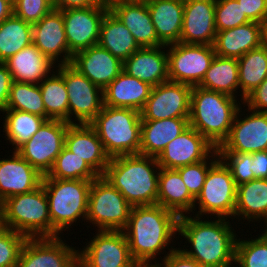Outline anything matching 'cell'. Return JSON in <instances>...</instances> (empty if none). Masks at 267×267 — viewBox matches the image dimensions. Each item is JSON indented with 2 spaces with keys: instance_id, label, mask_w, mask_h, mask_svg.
I'll use <instances>...</instances> for the list:
<instances>
[{
  "instance_id": "cell-20",
  "label": "cell",
  "mask_w": 267,
  "mask_h": 267,
  "mask_svg": "<svg viewBox=\"0 0 267 267\" xmlns=\"http://www.w3.org/2000/svg\"><path fill=\"white\" fill-rule=\"evenodd\" d=\"M216 0H184L183 26L180 42L184 44L213 45Z\"/></svg>"
},
{
  "instance_id": "cell-55",
  "label": "cell",
  "mask_w": 267,
  "mask_h": 267,
  "mask_svg": "<svg viewBox=\"0 0 267 267\" xmlns=\"http://www.w3.org/2000/svg\"><path fill=\"white\" fill-rule=\"evenodd\" d=\"M262 46L267 51V21L263 24L262 27Z\"/></svg>"
},
{
  "instance_id": "cell-19",
  "label": "cell",
  "mask_w": 267,
  "mask_h": 267,
  "mask_svg": "<svg viewBox=\"0 0 267 267\" xmlns=\"http://www.w3.org/2000/svg\"><path fill=\"white\" fill-rule=\"evenodd\" d=\"M215 150L205 137L189 126L168 143L156 159L161 168L177 169L206 160Z\"/></svg>"
},
{
  "instance_id": "cell-48",
  "label": "cell",
  "mask_w": 267,
  "mask_h": 267,
  "mask_svg": "<svg viewBox=\"0 0 267 267\" xmlns=\"http://www.w3.org/2000/svg\"><path fill=\"white\" fill-rule=\"evenodd\" d=\"M242 105L253 111L267 112V78L245 98Z\"/></svg>"
},
{
  "instance_id": "cell-1",
  "label": "cell",
  "mask_w": 267,
  "mask_h": 267,
  "mask_svg": "<svg viewBox=\"0 0 267 267\" xmlns=\"http://www.w3.org/2000/svg\"><path fill=\"white\" fill-rule=\"evenodd\" d=\"M178 219L174 212L161 205L132 207L128 223L122 231L133 260L137 264L154 265L161 260L157 255L165 252L163 257H166L175 250L176 247L170 246V243L178 235ZM165 249L169 250L167 254Z\"/></svg>"
},
{
  "instance_id": "cell-23",
  "label": "cell",
  "mask_w": 267,
  "mask_h": 267,
  "mask_svg": "<svg viewBox=\"0 0 267 267\" xmlns=\"http://www.w3.org/2000/svg\"><path fill=\"white\" fill-rule=\"evenodd\" d=\"M64 147L84 159L99 176L104 174L111 159L90 124H70L65 134Z\"/></svg>"
},
{
  "instance_id": "cell-43",
  "label": "cell",
  "mask_w": 267,
  "mask_h": 267,
  "mask_svg": "<svg viewBox=\"0 0 267 267\" xmlns=\"http://www.w3.org/2000/svg\"><path fill=\"white\" fill-rule=\"evenodd\" d=\"M251 22L237 0H216L215 27L224 31Z\"/></svg>"
},
{
  "instance_id": "cell-26",
  "label": "cell",
  "mask_w": 267,
  "mask_h": 267,
  "mask_svg": "<svg viewBox=\"0 0 267 267\" xmlns=\"http://www.w3.org/2000/svg\"><path fill=\"white\" fill-rule=\"evenodd\" d=\"M152 86L122 71L104 90L103 105L141 111Z\"/></svg>"
},
{
  "instance_id": "cell-42",
  "label": "cell",
  "mask_w": 267,
  "mask_h": 267,
  "mask_svg": "<svg viewBox=\"0 0 267 267\" xmlns=\"http://www.w3.org/2000/svg\"><path fill=\"white\" fill-rule=\"evenodd\" d=\"M211 157V158H210ZM217 149L206 160L182 166L176 170L179 172L182 181L187 186L190 194L196 199L200 194L205 182L208 170L219 160ZM209 160V161H208Z\"/></svg>"
},
{
  "instance_id": "cell-36",
  "label": "cell",
  "mask_w": 267,
  "mask_h": 267,
  "mask_svg": "<svg viewBox=\"0 0 267 267\" xmlns=\"http://www.w3.org/2000/svg\"><path fill=\"white\" fill-rule=\"evenodd\" d=\"M46 120L69 123L68 93L63 77L55 70L39 84Z\"/></svg>"
},
{
  "instance_id": "cell-9",
  "label": "cell",
  "mask_w": 267,
  "mask_h": 267,
  "mask_svg": "<svg viewBox=\"0 0 267 267\" xmlns=\"http://www.w3.org/2000/svg\"><path fill=\"white\" fill-rule=\"evenodd\" d=\"M237 186L230 169L219 159L209 170L200 194L195 199L199 211L195 216L231 218L233 221L236 206ZM196 206V207H195ZM197 213V214H196ZM216 215V216H215Z\"/></svg>"
},
{
  "instance_id": "cell-4",
  "label": "cell",
  "mask_w": 267,
  "mask_h": 267,
  "mask_svg": "<svg viewBox=\"0 0 267 267\" xmlns=\"http://www.w3.org/2000/svg\"><path fill=\"white\" fill-rule=\"evenodd\" d=\"M227 94L192 86L189 125L216 149L228 137L241 103Z\"/></svg>"
},
{
  "instance_id": "cell-25",
  "label": "cell",
  "mask_w": 267,
  "mask_h": 267,
  "mask_svg": "<svg viewBox=\"0 0 267 267\" xmlns=\"http://www.w3.org/2000/svg\"><path fill=\"white\" fill-rule=\"evenodd\" d=\"M4 64L13 81L33 84H40L57 66L33 43L14 54Z\"/></svg>"
},
{
  "instance_id": "cell-28",
  "label": "cell",
  "mask_w": 267,
  "mask_h": 267,
  "mask_svg": "<svg viewBox=\"0 0 267 267\" xmlns=\"http://www.w3.org/2000/svg\"><path fill=\"white\" fill-rule=\"evenodd\" d=\"M263 24L249 22L224 31H217L213 44L215 54L221 57L240 58L262 45Z\"/></svg>"
},
{
  "instance_id": "cell-15",
  "label": "cell",
  "mask_w": 267,
  "mask_h": 267,
  "mask_svg": "<svg viewBox=\"0 0 267 267\" xmlns=\"http://www.w3.org/2000/svg\"><path fill=\"white\" fill-rule=\"evenodd\" d=\"M192 86L167 81L154 86L140 111L141 121L189 118Z\"/></svg>"
},
{
  "instance_id": "cell-30",
  "label": "cell",
  "mask_w": 267,
  "mask_h": 267,
  "mask_svg": "<svg viewBox=\"0 0 267 267\" xmlns=\"http://www.w3.org/2000/svg\"><path fill=\"white\" fill-rule=\"evenodd\" d=\"M132 33L140 48L157 47L158 40L147 3H121L109 9Z\"/></svg>"
},
{
  "instance_id": "cell-2",
  "label": "cell",
  "mask_w": 267,
  "mask_h": 267,
  "mask_svg": "<svg viewBox=\"0 0 267 267\" xmlns=\"http://www.w3.org/2000/svg\"><path fill=\"white\" fill-rule=\"evenodd\" d=\"M193 217L190 214L178 219V235L186 238L185 243L191 244L189 249H184L186 245L179 249L204 267H234L235 245L239 236L230 220Z\"/></svg>"
},
{
  "instance_id": "cell-40",
  "label": "cell",
  "mask_w": 267,
  "mask_h": 267,
  "mask_svg": "<svg viewBox=\"0 0 267 267\" xmlns=\"http://www.w3.org/2000/svg\"><path fill=\"white\" fill-rule=\"evenodd\" d=\"M46 176L56 179L91 181L99 177L84 159L79 158L65 147L62 148L61 153L56 157L52 169Z\"/></svg>"
},
{
  "instance_id": "cell-33",
  "label": "cell",
  "mask_w": 267,
  "mask_h": 267,
  "mask_svg": "<svg viewBox=\"0 0 267 267\" xmlns=\"http://www.w3.org/2000/svg\"><path fill=\"white\" fill-rule=\"evenodd\" d=\"M98 44L122 62L140 48L129 29L110 10L102 20Z\"/></svg>"
},
{
  "instance_id": "cell-50",
  "label": "cell",
  "mask_w": 267,
  "mask_h": 267,
  "mask_svg": "<svg viewBox=\"0 0 267 267\" xmlns=\"http://www.w3.org/2000/svg\"><path fill=\"white\" fill-rule=\"evenodd\" d=\"M13 80L7 66L0 63V111L6 110V104Z\"/></svg>"
},
{
  "instance_id": "cell-41",
  "label": "cell",
  "mask_w": 267,
  "mask_h": 267,
  "mask_svg": "<svg viewBox=\"0 0 267 267\" xmlns=\"http://www.w3.org/2000/svg\"><path fill=\"white\" fill-rule=\"evenodd\" d=\"M261 228L262 234L255 238L237 237L235 267H267V229Z\"/></svg>"
},
{
  "instance_id": "cell-46",
  "label": "cell",
  "mask_w": 267,
  "mask_h": 267,
  "mask_svg": "<svg viewBox=\"0 0 267 267\" xmlns=\"http://www.w3.org/2000/svg\"><path fill=\"white\" fill-rule=\"evenodd\" d=\"M54 9L51 0H13V14L34 24Z\"/></svg>"
},
{
  "instance_id": "cell-5",
  "label": "cell",
  "mask_w": 267,
  "mask_h": 267,
  "mask_svg": "<svg viewBox=\"0 0 267 267\" xmlns=\"http://www.w3.org/2000/svg\"><path fill=\"white\" fill-rule=\"evenodd\" d=\"M0 224L27 238H52L49 202L43 184L0 204Z\"/></svg>"
},
{
  "instance_id": "cell-10",
  "label": "cell",
  "mask_w": 267,
  "mask_h": 267,
  "mask_svg": "<svg viewBox=\"0 0 267 267\" xmlns=\"http://www.w3.org/2000/svg\"><path fill=\"white\" fill-rule=\"evenodd\" d=\"M56 68L68 93L69 124H90L103 107V90L71 64L57 65Z\"/></svg>"
},
{
  "instance_id": "cell-7",
  "label": "cell",
  "mask_w": 267,
  "mask_h": 267,
  "mask_svg": "<svg viewBox=\"0 0 267 267\" xmlns=\"http://www.w3.org/2000/svg\"><path fill=\"white\" fill-rule=\"evenodd\" d=\"M141 120L138 110L103 105L90 125L112 158L140 154Z\"/></svg>"
},
{
  "instance_id": "cell-35",
  "label": "cell",
  "mask_w": 267,
  "mask_h": 267,
  "mask_svg": "<svg viewBox=\"0 0 267 267\" xmlns=\"http://www.w3.org/2000/svg\"><path fill=\"white\" fill-rule=\"evenodd\" d=\"M240 102L267 78V51L261 45L238 58Z\"/></svg>"
},
{
  "instance_id": "cell-49",
  "label": "cell",
  "mask_w": 267,
  "mask_h": 267,
  "mask_svg": "<svg viewBox=\"0 0 267 267\" xmlns=\"http://www.w3.org/2000/svg\"><path fill=\"white\" fill-rule=\"evenodd\" d=\"M161 262L154 265L156 267H204L194 259L186 256L179 248L170 252L166 257H161Z\"/></svg>"
},
{
  "instance_id": "cell-32",
  "label": "cell",
  "mask_w": 267,
  "mask_h": 267,
  "mask_svg": "<svg viewBox=\"0 0 267 267\" xmlns=\"http://www.w3.org/2000/svg\"><path fill=\"white\" fill-rule=\"evenodd\" d=\"M235 218L238 222L264 221L260 226L267 229V179H254L237 186Z\"/></svg>"
},
{
  "instance_id": "cell-22",
  "label": "cell",
  "mask_w": 267,
  "mask_h": 267,
  "mask_svg": "<svg viewBox=\"0 0 267 267\" xmlns=\"http://www.w3.org/2000/svg\"><path fill=\"white\" fill-rule=\"evenodd\" d=\"M0 158V204L8 197L29 193L42 185L43 175L16 151Z\"/></svg>"
},
{
  "instance_id": "cell-51",
  "label": "cell",
  "mask_w": 267,
  "mask_h": 267,
  "mask_svg": "<svg viewBox=\"0 0 267 267\" xmlns=\"http://www.w3.org/2000/svg\"><path fill=\"white\" fill-rule=\"evenodd\" d=\"M251 170L254 179H267V150L251 153Z\"/></svg>"
},
{
  "instance_id": "cell-37",
  "label": "cell",
  "mask_w": 267,
  "mask_h": 267,
  "mask_svg": "<svg viewBox=\"0 0 267 267\" xmlns=\"http://www.w3.org/2000/svg\"><path fill=\"white\" fill-rule=\"evenodd\" d=\"M2 114H5L2 122L4 137L14 146V151L26 143L46 121L39 115L18 110L6 109Z\"/></svg>"
},
{
  "instance_id": "cell-3",
  "label": "cell",
  "mask_w": 267,
  "mask_h": 267,
  "mask_svg": "<svg viewBox=\"0 0 267 267\" xmlns=\"http://www.w3.org/2000/svg\"><path fill=\"white\" fill-rule=\"evenodd\" d=\"M160 168L155 157L120 155L110 159L102 176L132 207L156 205Z\"/></svg>"
},
{
  "instance_id": "cell-29",
  "label": "cell",
  "mask_w": 267,
  "mask_h": 267,
  "mask_svg": "<svg viewBox=\"0 0 267 267\" xmlns=\"http://www.w3.org/2000/svg\"><path fill=\"white\" fill-rule=\"evenodd\" d=\"M189 126V118L141 121L140 154L157 158Z\"/></svg>"
},
{
  "instance_id": "cell-44",
  "label": "cell",
  "mask_w": 267,
  "mask_h": 267,
  "mask_svg": "<svg viewBox=\"0 0 267 267\" xmlns=\"http://www.w3.org/2000/svg\"><path fill=\"white\" fill-rule=\"evenodd\" d=\"M28 238L0 224V267H15Z\"/></svg>"
},
{
  "instance_id": "cell-38",
  "label": "cell",
  "mask_w": 267,
  "mask_h": 267,
  "mask_svg": "<svg viewBox=\"0 0 267 267\" xmlns=\"http://www.w3.org/2000/svg\"><path fill=\"white\" fill-rule=\"evenodd\" d=\"M32 43V24L12 14L0 23V63Z\"/></svg>"
},
{
  "instance_id": "cell-24",
  "label": "cell",
  "mask_w": 267,
  "mask_h": 267,
  "mask_svg": "<svg viewBox=\"0 0 267 267\" xmlns=\"http://www.w3.org/2000/svg\"><path fill=\"white\" fill-rule=\"evenodd\" d=\"M166 46L139 48L123 62V71L152 87L169 81Z\"/></svg>"
},
{
  "instance_id": "cell-17",
  "label": "cell",
  "mask_w": 267,
  "mask_h": 267,
  "mask_svg": "<svg viewBox=\"0 0 267 267\" xmlns=\"http://www.w3.org/2000/svg\"><path fill=\"white\" fill-rule=\"evenodd\" d=\"M65 242L62 237L28 238L15 267H79V248Z\"/></svg>"
},
{
  "instance_id": "cell-12",
  "label": "cell",
  "mask_w": 267,
  "mask_h": 267,
  "mask_svg": "<svg viewBox=\"0 0 267 267\" xmlns=\"http://www.w3.org/2000/svg\"><path fill=\"white\" fill-rule=\"evenodd\" d=\"M97 233V234H96ZM78 251L79 267H136L123 231L96 230Z\"/></svg>"
},
{
  "instance_id": "cell-39",
  "label": "cell",
  "mask_w": 267,
  "mask_h": 267,
  "mask_svg": "<svg viewBox=\"0 0 267 267\" xmlns=\"http://www.w3.org/2000/svg\"><path fill=\"white\" fill-rule=\"evenodd\" d=\"M6 109L28 112L45 118V107L39 84L13 81Z\"/></svg>"
},
{
  "instance_id": "cell-8",
  "label": "cell",
  "mask_w": 267,
  "mask_h": 267,
  "mask_svg": "<svg viewBox=\"0 0 267 267\" xmlns=\"http://www.w3.org/2000/svg\"><path fill=\"white\" fill-rule=\"evenodd\" d=\"M132 206L103 176L92 181L88 197L86 222L97 231H122L129 220Z\"/></svg>"
},
{
  "instance_id": "cell-54",
  "label": "cell",
  "mask_w": 267,
  "mask_h": 267,
  "mask_svg": "<svg viewBox=\"0 0 267 267\" xmlns=\"http://www.w3.org/2000/svg\"><path fill=\"white\" fill-rule=\"evenodd\" d=\"M109 9L121 3H143L147 2V0H101Z\"/></svg>"
},
{
  "instance_id": "cell-34",
  "label": "cell",
  "mask_w": 267,
  "mask_h": 267,
  "mask_svg": "<svg viewBox=\"0 0 267 267\" xmlns=\"http://www.w3.org/2000/svg\"><path fill=\"white\" fill-rule=\"evenodd\" d=\"M201 88L221 92L237 98L239 91L238 59L215 55L202 82Z\"/></svg>"
},
{
  "instance_id": "cell-16",
  "label": "cell",
  "mask_w": 267,
  "mask_h": 267,
  "mask_svg": "<svg viewBox=\"0 0 267 267\" xmlns=\"http://www.w3.org/2000/svg\"><path fill=\"white\" fill-rule=\"evenodd\" d=\"M64 20V30L69 51L76 52L97 45L100 26L109 8L101 1L88 8L60 10Z\"/></svg>"
},
{
  "instance_id": "cell-45",
  "label": "cell",
  "mask_w": 267,
  "mask_h": 267,
  "mask_svg": "<svg viewBox=\"0 0 267 267\" xmlns=\"http://www.w3.org/2000/svg\"><path fill=\"white\" fill-rule=\"evenodd\" d=\"M230 169L236 186L254 180L251 170V153H218Z\"/></svg>"
},
{
  "instance_id": "cell-27",
  "label": "cell",
  "mask_w": 267,
  "mask_h": 267,
  "mask_svg": "<svg viewBox=\"0 0 267 267\" xmlns=\"http://www.w3.org/2000/svg\"><path fill=\"white\" fill-rule=\"evenodd\" d=\"M158 40L165 46L180 42L184 0H147Z\"/></svg>"
},
{
  "instance_id": "cell-11",
  "label": "cell",
  "mask_w": 267,
  "mask_h": 267,
  "mask_svg": "<svg viewBox=\"0 0 267 267\" xmlns=\"http://www.w3.org/2000/svg\"><path fill=\"white\" fill-rule=\"evenodd\" d=\"M168 79L171 82L198 86L209 69L215 51L213 45H167Z\"/></svg>"
},
{
  "instance_id": "cell-56",
  "label": "cell",
  "mask_w": 267,
  "mask_h": 267,
  "mask_svg": "<svg viewBox=\"0 0 267 267\" xmlns=\"http://www.w3.org/2000/svg\"><path fill=\"white\" fill-rule=\"evenodd\" d=\"M136 267H156L155 265H149V264H138Z\"/></svg>"
},
{
  "instance_id": "cell-31",
  "label": "cell",
  "mask_w": 267,
  "mask_h": 267,
  "mask_svg": "<svg viewBox=\"0 0 267 267\" xmlns=\"http://www.w3.org/2000/svg\"><path fill=\"white\" fill-rule=\"evenodd\" d=\"M195 198L190 194L176 169L160 168L157 205L174 212L178 217L194 215Z\"/></svg>"
},
{
  "instance_id": "cell-6",
  "label": "cell",
  "mask_w": 267,
  "mask_h": 267,
  "mask_svg": "<svg viewBox=\"0 0 267 267\" xmlns=\"http://www.w3.org/2000/svg\"><path fill=\"white\" fill-rule=\"evenodd\" d=\"M52 223V238L61 237L82 218L86 221L91 180L56 179L43 176ZM82 216V217H81ZM78 220V221H77Z\"/></svg>"
},
{
  "instance_id": "cell-14",
  "label": "cell",
  "mask_w": 267,
  "mask_h": 267,
  "mask_svg": "<svg viewBox=\"0 0 267 267\" xmlns=\"http://www.w3.org/2000/svg\"><path fill=\"white\" fill-rule=\"evenodd\" d=\"M246 116L238 109L228 137L217 148L218 153H253L267 150V112L249 108ZM243 117V118H241Z\"/></svg>"
},
{
  "instance_id": "cell-52",
  "label": "cell",
  "mask_w": 267,
  "mask_h": 267,
  "mask_svg": "<svg viewBox=\"0 0 267 267\" xmlns=\"http://www.w3.org/2000/svg\"><path fill=\"white\" fill-rule=\"evenodd\" d=\"M54 9H76V8H88L98 5L101 0H51Z\"/></svg>"
},
{
  "instance_id": "cell-21",
  "label": "cell",
  "mask_w": 267,
  "mask_h": 267,
  "mask_svg": "<svg viewBox=\"0 0 267 267\" xmlns=\"http://www.w3.org/2000/svg\"><path fill=\"white\" fill-rule=\"evenodd\" d=\"M71 65L102 90L123 71V62L99 44L76 52Z\"/></svg>"
},
{
  "instance_id": "cell-13",
  "label": "cell",
  "mask_w": 267,
  "mask_h": 267,
  "mask_svg": "<svg viewBox=\"0 0 267 267\" xmlns=\"http://www.w3.org/2000/svg\"><path fill=\"white\" fill-rule=\"evenodd\" d=\"M69 125L62 120H46L16 152L43 176L47 175L64 147L65 134Z\"/></svg>"
},
{
  "instance_id": "cell-53",
  "label": "cell",
  "mask_w": 267,
  "mask_h": 267,
  "mask_svg": "<svg viewBox=\"0 0 267 267\" xmlns=\"http://www.w3.org/2000/svg\"><path fill=\"white\" fill-rule=\"evenodd\" d=\"M13 14V0H0V23Z\"/></svg>"
},
{
  "instance_id": "cell-18",
  "label": "cell",
  "mask_w": 267,
  "mask_h": 267,
  "mask_svg": "<svg viewBox=\"0 0 267 267\" xmlns=\"http://www.w3.org/2000/svg\"><path fill=\"white\" fill-rule=\"evenodd\" d=\"M32 43L53 63L71 64L73 54L68 48L60 10L53 9L40 21L32 24Z\"/></svg>"
},
{
  "instance_id": "cell-47",
  "label": "cell",
  "mask_w": 267,
  "mask_h": 267,
  "mask_svg": "<svg viewBox=\"0 0 267 267\" xmlns=\"http://www.w3.org/2000/svg\"><path fill=\"white\" fill-rule=\"evenodd\" d=\"M251 22L264 24L267 21V0H237Z\"/></svg>"
}]
</instances>
